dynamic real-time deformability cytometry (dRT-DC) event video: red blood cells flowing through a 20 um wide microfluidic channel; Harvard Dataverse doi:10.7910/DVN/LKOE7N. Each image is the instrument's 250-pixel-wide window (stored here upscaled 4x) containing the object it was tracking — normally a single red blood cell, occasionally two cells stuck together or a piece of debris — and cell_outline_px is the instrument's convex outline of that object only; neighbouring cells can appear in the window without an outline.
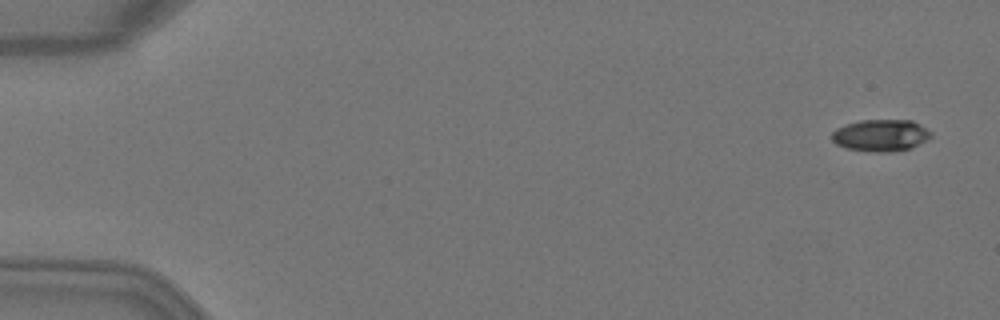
{"species": "Egyptian fruit bat (a non-hibernating species)", "species_latin": "Rousettus aegyptiacus", "temperature_condition": "warm", "stored_images_in_passage": 6, "camera_frame_rate_fps": 3000, "um_per_image_px": 0.085, "animal": {"sex": "female"}, "frame": {"image": 1, "passage_image": 1, "time_ms": 0.0, "image_size_px": [1000, 320], "cell_outline_px": [[932, 136], [912, 148], [888, 152], [876, 152], [848, 148], [836, 144], [832, 140], [832, 132], [836, 128], [844, 124], [860, 120], [912, 120], [920, 124], [932, 132]], "centroid_in_image_um": [74.87, 11.49], "position_along_channel_um": 10.1, "area_um2": 18.44}}
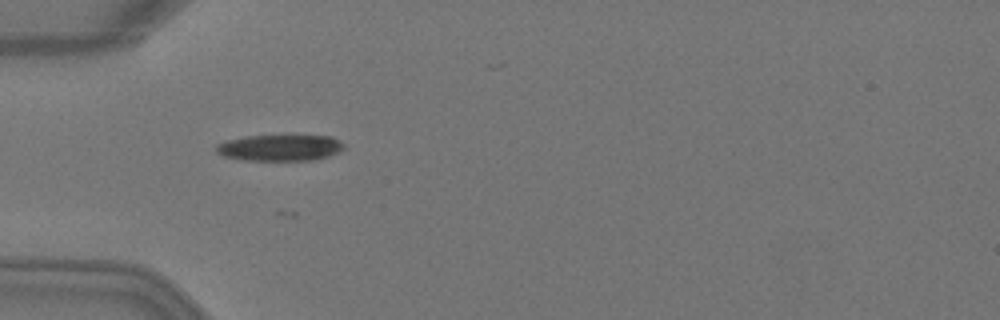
{"frame": {"image": 2, "passage_image": 5, "time_ms": 1.333, "image_size_px": [1000, 320], "cell_outline_px": [[344, 148], [340, 152], [328, 156], [312, 160], [244, 160], [224, 156], [216, 152], [216, 144], [228, 140], [248, 136], [332, 136], [340, 140], [344, 144]], "centroid_in_image_um": [23.82, 12.56], "position_along_channel_um": 61.2, "area_um2": 19.42}}